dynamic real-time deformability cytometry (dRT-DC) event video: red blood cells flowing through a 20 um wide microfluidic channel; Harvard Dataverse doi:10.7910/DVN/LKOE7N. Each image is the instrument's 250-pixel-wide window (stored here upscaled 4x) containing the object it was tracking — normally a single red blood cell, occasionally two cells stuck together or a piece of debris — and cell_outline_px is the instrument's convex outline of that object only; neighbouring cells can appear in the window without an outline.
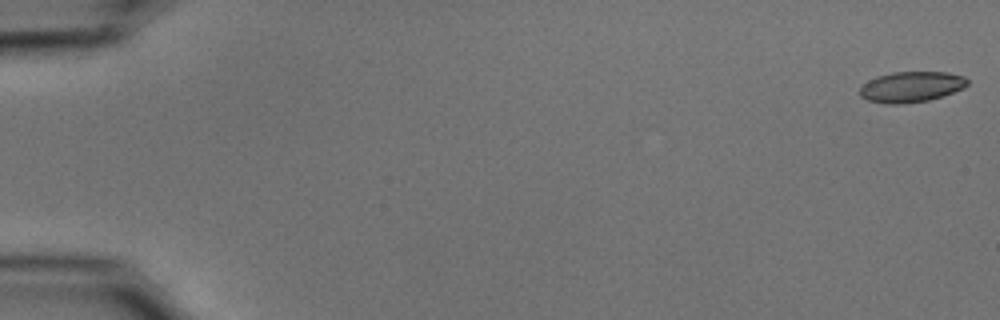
{"species": "common noctule bat (a hibernating species)", "species_latin": "Nyctalus noctula", "temperature_condition": "cold", "stored_images_in_passage": 54, "camera_frame_rate_fps": 3000, "um_per_image_px": 0.085, "animal": {"sex": "male", "body_mass_g": 15.6}, "frame": {"image": 1, "passage_image": 1, "time_ms": 0.0, "image_size_px": [1000, 320], "cell_outline_px": [[968, 84], [964, 88], [928, 100], [904, 104], [884, 104], [868, 100], [860, 96], [860, 88], [868, 80], [876, 76], [892, 72], [948, 72], [964, 76], [968, 80]], "centroid_in_image_um": [77.44, 7.38], "position_along_channel_um": 7.6, "area_um2": 19.25}}
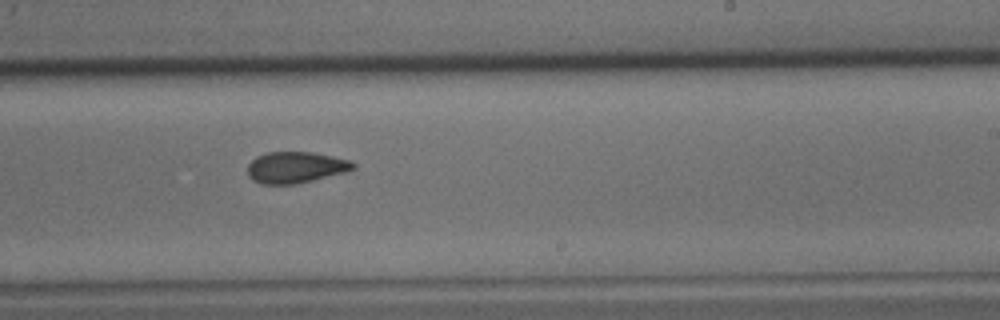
{"frame": {"image": 2, "passage_image": 34, "time_ms": 11.0, "image_size_px": [1000, 320], "cell_outline_px": [[356, 168], [344, 172], [296, 184], [260, 184], [252, 180], [248, 176], [248, 164], [256, 156], [268, 152], [312, 152], [352, 160], [356, 164]], "centroid_in_image_um": [25.12, 14.22], "position_along_channel_um": 263.9, "area_um2": 19.31}}
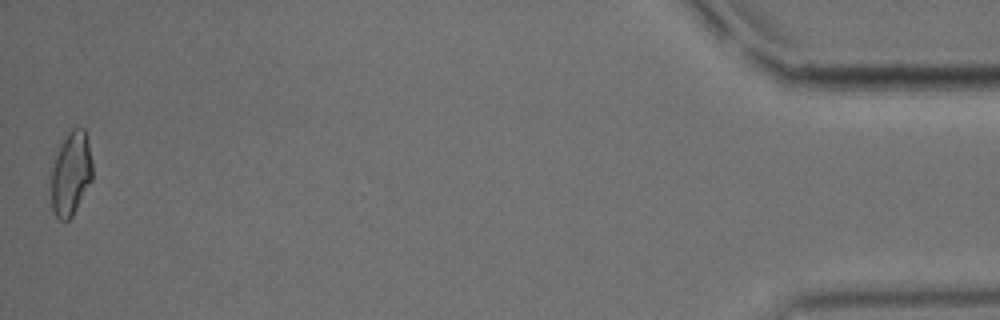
{"frame": {"image": 3, "passage_image": 54, "time_ms": 17.667, "image_size_px": [1000, 320], "cell_outline_px": [[92, 180], [72, 216], [68, 220], [60, 220], [56, 216], [52, 208], [48, 168], [64, 132], [76, 124], [84, 128], [88, 140], [92, 160]], "centroid_in_image_um": [5.96, 14.64], "position_along_channel_um": 429.2, "area_um2": 21.56}, "authors_computed_cell_mechanics": {"area_um2": 19.8543, "velocity_mm_per_s": 3.7451, "shape_relaxation_time_tau1_ms": 6.4221, "shape_relaxation_time_tau2_ms": 2.9415, "deformation_change_tau1": 0.1322, "deformation_change_tau2": 0.0721}}